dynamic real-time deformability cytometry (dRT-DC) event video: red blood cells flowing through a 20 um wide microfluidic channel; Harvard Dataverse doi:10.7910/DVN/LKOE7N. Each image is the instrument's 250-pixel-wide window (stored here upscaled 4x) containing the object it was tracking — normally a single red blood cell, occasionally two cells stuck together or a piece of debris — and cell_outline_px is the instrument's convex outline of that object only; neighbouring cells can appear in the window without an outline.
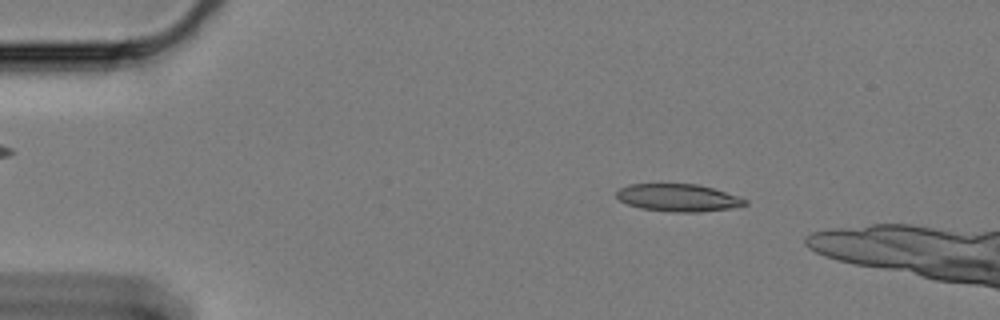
{"species": "Egyptian fruit bat (a non-hibernating species)", "species_latin": "Rousettus aegyptiacus", "temperature_condition": "cold", "stored_images_in_passage": 53, "camera_frame_rate_fps": 3000, "um_per_image_px": 0.085, "animal": {"sex": "female"}, "frame": {"image": 1, "passage_image": 9, "time_ms": 2.667, "image_size_px": [1000, 320], "cell_outline_px": [[748, 204], [728, 208], [700, 212], [672, 212], [640, 208], [628, 204], [620, 200], [616, 196], [616, 192], [620, 188], [628, 184], [696, 184], [712, 188], [748, 200]], "centroid_in_image_um": [57.61, 16.81], "position_along_channel_um": 27.4, "area_um2": 20.35}}
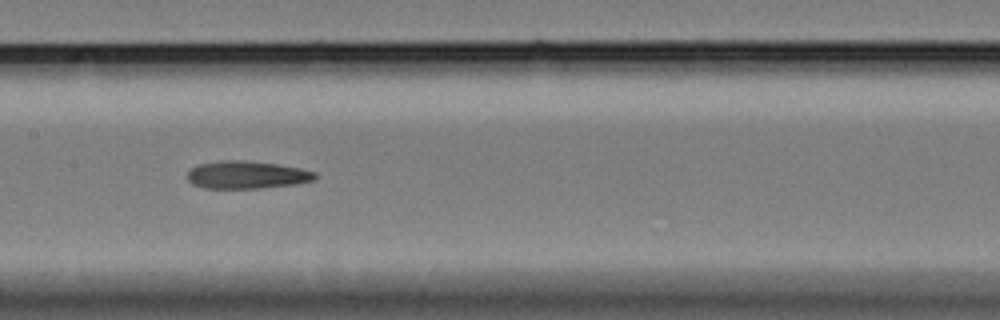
{"frame": {"image": 2, "passage_image": 29, "time_ms": 9.333, "image_size_px": [1000, 320], "cell_outline_px": [[316, 180], [296, 184], [260, 188], [204, 188], [192, 184], [188, 180], [188, 172], [196, 164], [224, 160], [244, 160], [276, 164], [300, 168], [316, 172]], "centroid_in_image_um": [20.98, 14.86], "position_along_channel_um": 186.4, "area_um2": 20.63}}
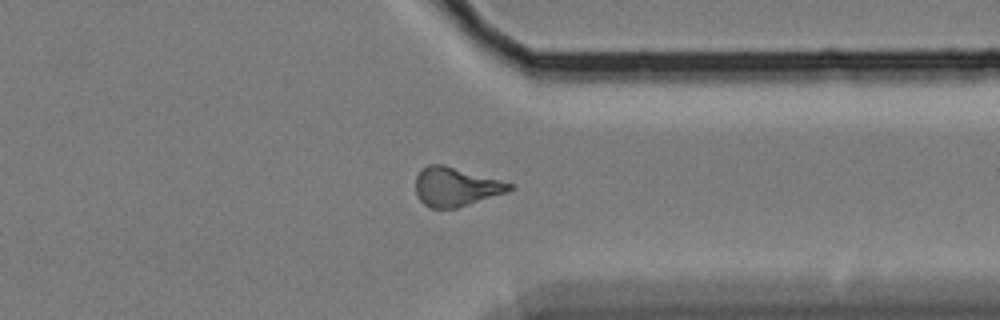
{"frame": {"image": 3, "passage_image": 46, "time_ms": 15.0, "image_size_px": [1000, 320], "cell_outline_px": [[512, 188], [508, 192], [456, 208], [432, 208], [424, 204], [416, 196], [416, 176], [420, 168], [428, 164], [444, 164], [500, 180], [512, 184]], "centroid_in_image_um": [38.7, 15.86], "position_along_channel_um": 372.7, "area_um2": 21.27}}